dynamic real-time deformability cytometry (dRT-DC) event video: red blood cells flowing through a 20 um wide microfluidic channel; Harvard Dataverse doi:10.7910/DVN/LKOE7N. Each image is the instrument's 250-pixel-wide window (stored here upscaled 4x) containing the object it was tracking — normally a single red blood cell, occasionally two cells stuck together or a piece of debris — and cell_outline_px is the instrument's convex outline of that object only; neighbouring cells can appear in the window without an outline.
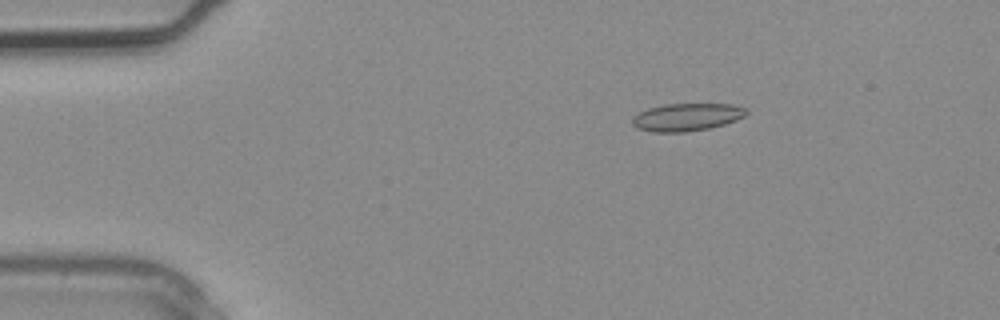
{"species": "common noctule bat (a hibernating species)", "species_latin": "Nyctalus noctula", "temperature_condition": "warm", "stored_images_in_passage": 4, "camera_frame_rate_fps": 3000, "um_per_image_px": 0.085, "animal": {"sex": "male", "body_mass_g": 20.4}, "frame": {"image": 1, "passage_image": 2, "time_ms": 0.333, "image_size_px": [1000, 320], "cell_outline_px": [[748, 112], [744, 116], [736, 120], [724, 124], [708, 128], [684, 132], [652, 132], [636, 128], [632, 124], [632, 116], [648, 108], [668, 104], [732, 104], [748, 108]], "centroid_in_image_um": [58.37, 9.95], "position_along_channel_um": 26.6, "area_um2": 18.38}}
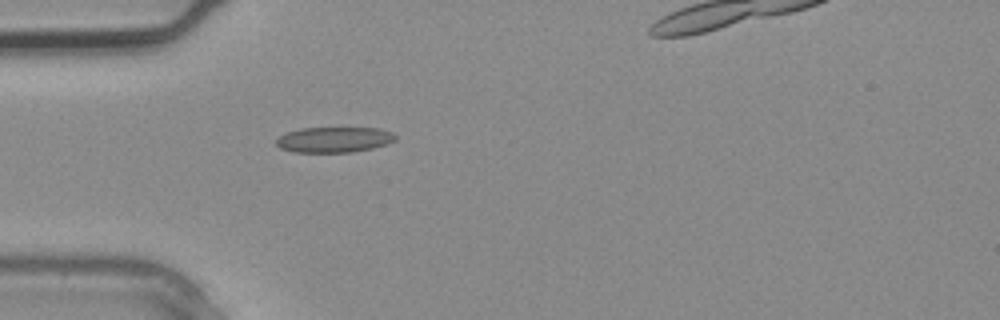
{"frame": {"image": 2, "passage_image": 3, "time_ms": 0.667, "image_size_px": [1000, 320], "cell_outline_px": [[396, 140], [388, 144], [372, 148], [352, 152], [296, 152], [280, 148], [276, 144], [276, 140], [280, 136], [288, 132], [300, 128], [380, 128], [392, 132], [396, 136]], "centroid_in_image_um": [28.43, 11.87], "position_along_channel_um": 56.6, "area_um2": 17.69}}